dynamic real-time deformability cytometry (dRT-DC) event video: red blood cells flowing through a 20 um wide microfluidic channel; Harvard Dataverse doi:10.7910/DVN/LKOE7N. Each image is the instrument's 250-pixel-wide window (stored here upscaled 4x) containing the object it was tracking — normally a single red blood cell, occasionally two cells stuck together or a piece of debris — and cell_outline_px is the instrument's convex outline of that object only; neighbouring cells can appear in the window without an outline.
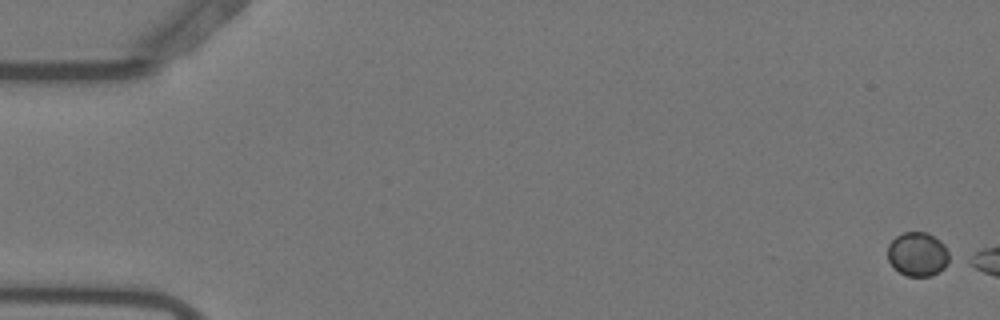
{"species": "Egyptian fruit bat (a non-hibernating species)", "species_latin": "Rousettus aegyptiacus", "temperature_condition": "warm", "stored_images_in_passage": 3, "camera_frame_rate_fps": 3000, "um_per_image_px": 0.085, "animal": {"sex": "female"}, "frame": {"image": 1, "passage_image": 1, "time_ms": 0.0, "image_size_px": [1000, 320], "cell_outline_px": [[956, 260], [952, 264], [932, 276], [908, 276], [900, 272], [888, 260], [888, 244], [896, 236], [904, 232], [928, 232], [940, 240], [944, 244]], "centroid_in_image_um": [78.11, 21.61], "position_along_channel_um": 6.9, "area_um2": 16.42}}